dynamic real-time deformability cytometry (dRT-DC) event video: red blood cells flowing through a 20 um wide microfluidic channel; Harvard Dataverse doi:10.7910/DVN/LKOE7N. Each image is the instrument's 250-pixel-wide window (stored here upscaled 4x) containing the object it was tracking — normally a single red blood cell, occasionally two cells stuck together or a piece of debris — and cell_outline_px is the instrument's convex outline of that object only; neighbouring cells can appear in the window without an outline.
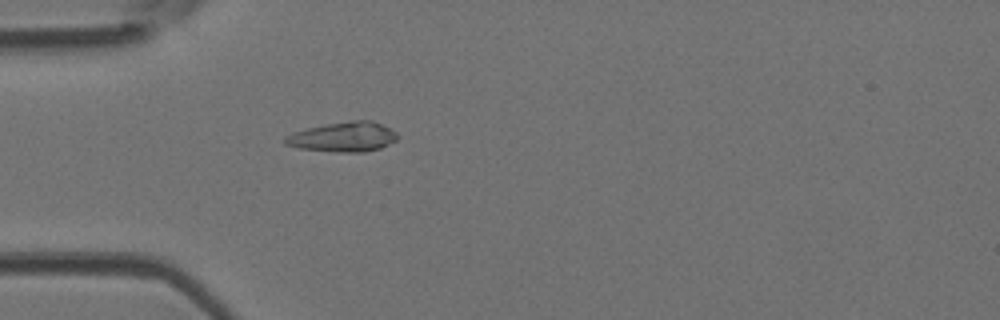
{"species": "Egyptian fruit bat (a non-hibernating species)", "species_latin": "Rousettus aegyptiacus", "temperature_condition": "room temperature", "stored_images_in_passage": 3, "camera_frame_rate_fps": 3000, "um_per_image_px": 0.085, "animal": {"sex": "female"}, "frame": {"image": 1, "passage_image": 1, "time_ms": 0.0, "image_size_px": [1000, 320], "cell_outline_px": [[400, 136], [396, 140], [380, 148], [364, 152], [340, 152], [300, 148], [284, 144], [284, 136], [292, 132], [308, 128], [328, 124], [352, 120], [372, 120], [396, 132]], "centroid_in_image_um": [29.18, 11.63], "position_along_channel_um": 55.8, "area_um2": 19.36}}